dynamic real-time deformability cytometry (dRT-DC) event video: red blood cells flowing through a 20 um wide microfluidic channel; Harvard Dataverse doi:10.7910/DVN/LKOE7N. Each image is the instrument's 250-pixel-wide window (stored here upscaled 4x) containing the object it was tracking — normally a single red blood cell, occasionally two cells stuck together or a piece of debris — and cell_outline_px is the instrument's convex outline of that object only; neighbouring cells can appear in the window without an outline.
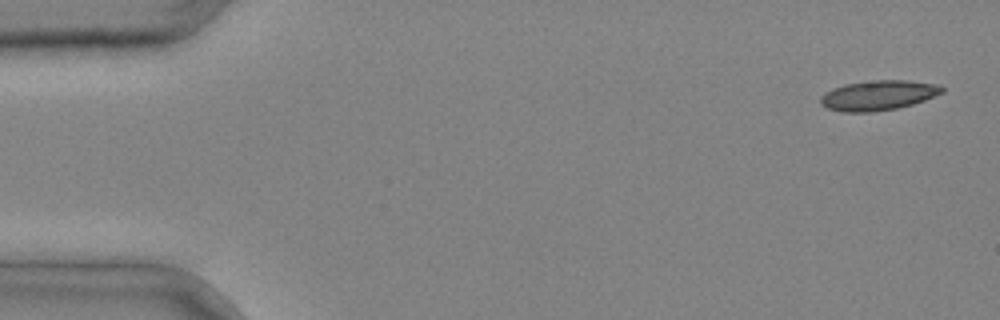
{"species": "common noctule bat (a hibernating species)", "species_latin": "Nyctalus noctula", "temperature_condition": "cold", "stored_images_in_passage": 5, "segment_of_instrument_passage": [1, 2], "camera_frame_rate_fps": 3000, "um_per_image_px": 0.085, "animal": {"sex": "male", "body_mass_g": 20.4}, "frame": {"image": 1, "passage_image": 1, "time_ms": 0.0, "image_size_px": [1000, 320], "cell_outline_px": [[944, 92], [924, 100], [912, 104], [896, 108], [872, 112], [844, 112], [828, 108], [820, 104], [820, 96], [824, 92], [832, 88], [844, 84], [876, 80], [908, 80], [940, 84], [944, 88]], "centroid_in_image_um": [74.65, 8.09], "position_along_channel_um": 10.4, "area_um2": 21.27}}
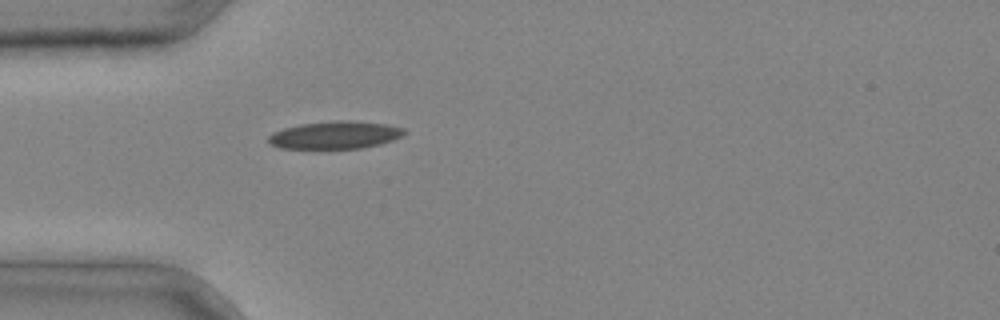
{"frame": {"image": 2, "passage_image": 4, "time_ms": 1.0, "image_size_px": [1000, 320], "cell_outline_px": [[408, 132], [404, 136], [380, 144], [360, 148], [280, 148], [272, 144], [268, 140], [268, 136], [272, 132], [284, 128], [300, 124], [336, 120], [352, 120], [388, 124], [404, 128]], "centroid_in_image_um": [28.53, 11.46], "position_along_channel_um": 56.5, "area_um2": 21.96}}